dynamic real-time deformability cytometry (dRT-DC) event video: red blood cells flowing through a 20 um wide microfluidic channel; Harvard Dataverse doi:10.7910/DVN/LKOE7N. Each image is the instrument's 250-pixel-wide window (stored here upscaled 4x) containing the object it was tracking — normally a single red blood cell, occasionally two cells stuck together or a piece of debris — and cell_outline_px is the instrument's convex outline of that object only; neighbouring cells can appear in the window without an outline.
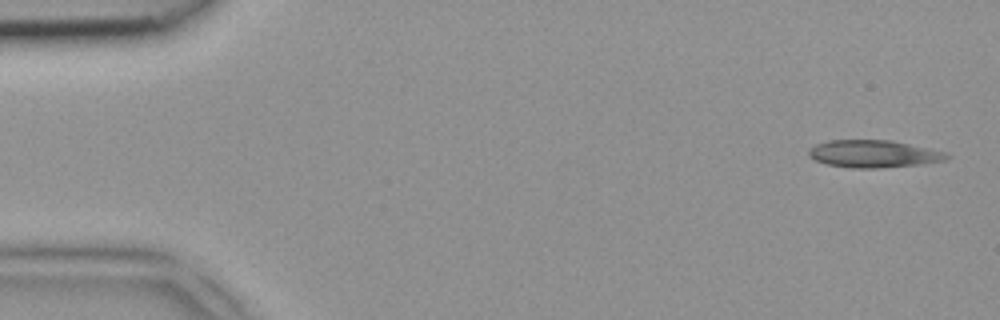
{"species": "common noctule bat (a hibernating species)", "species_latin": "Nyctalus noctula", "temperature_condition": "room temperature", "stored_images_in_passage": 4, "camera_frame_rate_fps": 3000, "um_per_image_px": 0.085, "animal": {"sex": "female", "body_mass_g": 18.4}, "frame": {"image": 1, "passage_image": 1, "time_ms": 0.0, "image_size_px": [1000, 320], "cell_outline_px": [[952, 156], [944, 160], [920, 164], [880, 168], [852, 168], [828, 164], [816, 160], [808, 156], [808, 148], [816, 144], [828, 140], [892, 140], [948, 152]], "centroid_in_image_um": [74.27, 13.07], "position_along_channel_um": 10.7, "area_um2": 22.14}}
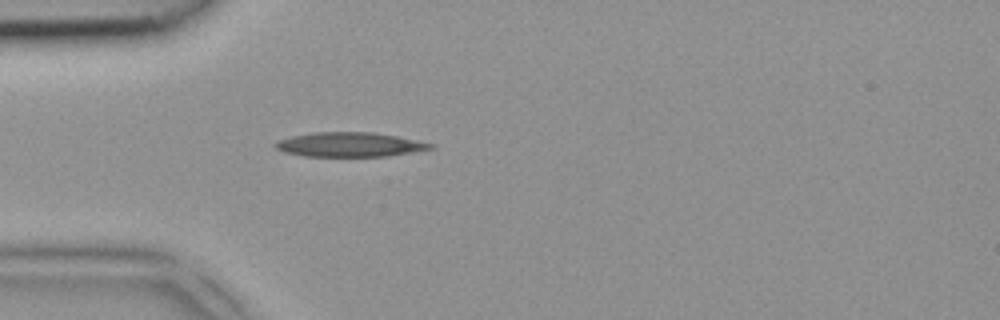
{"frame": {"image": 2, "passage_image": 4, "time_ms": 1.0, "image_size_px": [1000, 320], "cell_outline_px": [[436, 144], [432, 148], [388, 156], [304, 156], [284, 152], [276, 148], [272, 144], [276, 140], [292, 136], [316, 132], [372, 132], [396, 136]], "centroid_in_image_um": [29.67, 12.28], "position_along_channel_um": 55.3, "area_um2": 21.96}}